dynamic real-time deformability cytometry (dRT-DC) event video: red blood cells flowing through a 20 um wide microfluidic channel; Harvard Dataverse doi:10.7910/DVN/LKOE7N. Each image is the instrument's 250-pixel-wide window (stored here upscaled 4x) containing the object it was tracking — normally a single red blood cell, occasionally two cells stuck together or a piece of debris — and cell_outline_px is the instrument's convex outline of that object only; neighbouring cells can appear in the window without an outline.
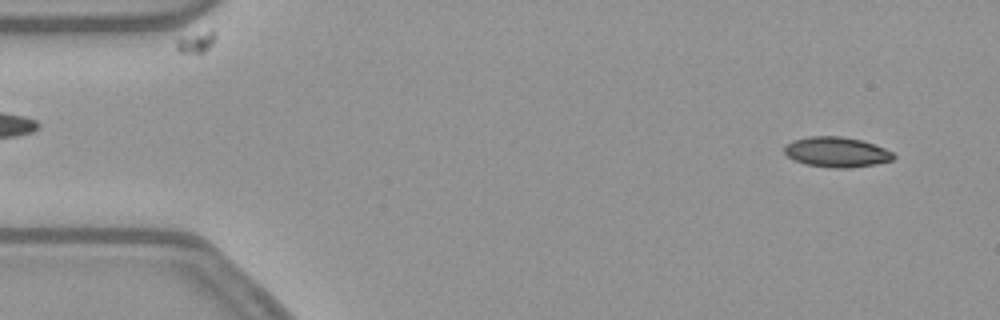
{"species": "common noctule bat (a hibernating species)", "species_latin": "Nyctalus noctula", "temperature_condition": "warm", "stored_images_in_passage": 49, "camera_frame_rate_fps": 3000, "um_per_image_px": 0.085, "animal": {"sex": "female", "body_mass_g": 21.9}, "frame": {"image": 1, "passage_image": 3, "time_ms": 0.667, "image_size_px": [1000, 320], "cell_outline_px": [[896, 156], [892, 160], [876, 164], [848, 168], [832, 168], [804, 164], [792, 160], [784, 152], [784, 144], [792, 140], [808, 136], [840, 136], [860, 140], [884, 148], [892, 152]], "centroid_in_image_um": [71.06, 12.93], "position_along_channel_um": 13.9, "area_um2": 19.31}}
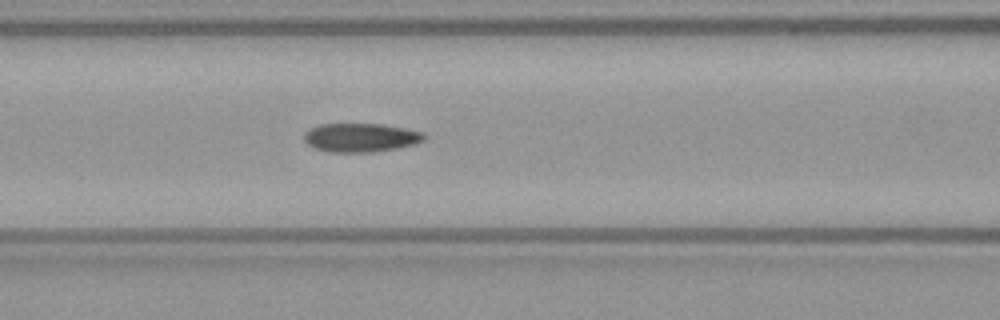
{"frame": {"image": 2, "passage_image": 21, "time_ms": 6.667, "image_size_px": [1000, 320], "cell_outline_px": [[428, 136], [424, 140], [416, 144], [396, 148], [372, 152], [332, 152], [316, 148], [308, 144], [304, 140], [304, 132], [308, 128], [320, 124], [380, 124], [404, 128], [424, 132]], "centroid_in_image_um": [30.68, 11.69], "position_along_channel_um": 135.9, "area_um2": 20.17}}
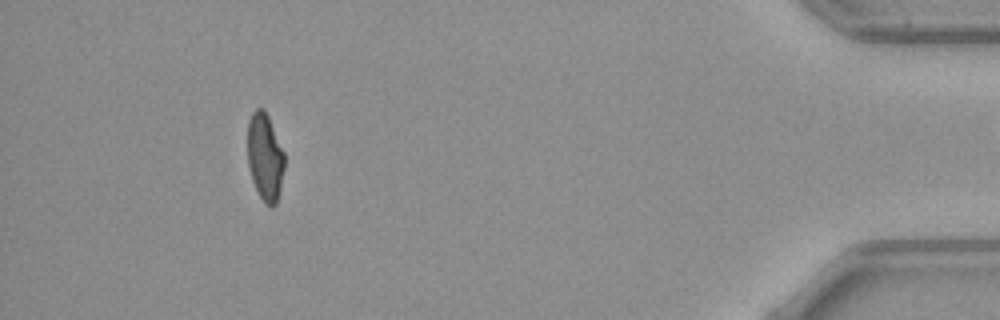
{"frame": {"image": 3, "passage_image": 48, "time_ms": 15.667, "image_size_px": [1000, 320], "cell_outline_px": [[284, 168], [280, 188], [276, 204], [272, 208], [264, 204], [252, 180], [248, 164], [248, 120], [252, 112], [256, 108], [264, 108], [268, 116], [284, 152]], "centroid_in_image_um": [22.52, 13.35], "position_along_channel_um": 412.7, "area_um2": 18.79}}